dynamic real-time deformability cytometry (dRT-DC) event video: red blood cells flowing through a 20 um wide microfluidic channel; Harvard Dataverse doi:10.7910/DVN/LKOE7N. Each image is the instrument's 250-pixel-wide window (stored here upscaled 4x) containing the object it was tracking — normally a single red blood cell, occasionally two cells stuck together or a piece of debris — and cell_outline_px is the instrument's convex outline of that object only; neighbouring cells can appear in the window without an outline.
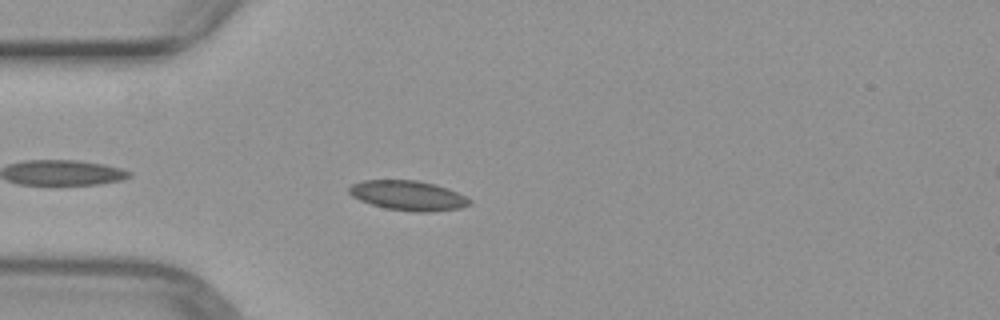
{"species": "common noctule bat (a hibernating species)", "species_latin": "Nyctalus noctula", "temperature_condition": "warm", "stored_images_in_passage": 39, "camera_frame_rate_fps": 3000, "um_per_image_px": 0.085, "animal": {"sex": "female", "body_mass_g": 29.2, "forearm_length_mm": 56.3}, "frame": {"image": 1, "passage_image": 3, "time_ms": 0.667, "image_size_px": [1000, 320], "cell_outline_px": [[472, 204], [460, 208], [432, 212], [416, 212], [384, 208], [360, 200], [352, 196], [348, 192], [348, 188], [352, 184], [360, 180], [416, 180], [436, 184], [448, 188], [472, 200]], "centroid_in_image_um": [34.69, 16.62], "position_along_channel_um": 50.3, "area_um2": 21.04}}
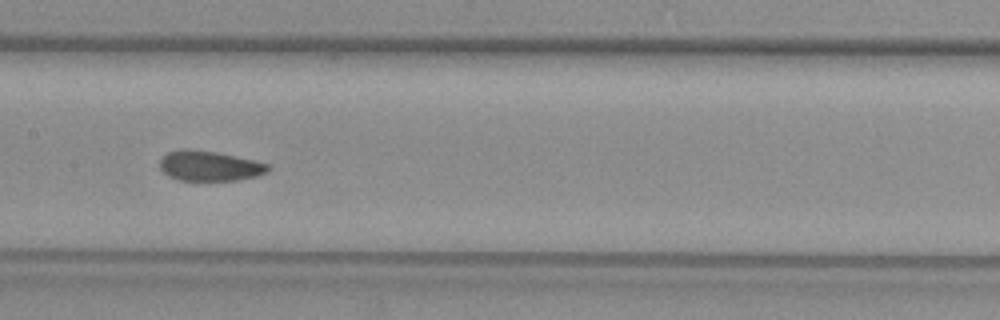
{"frame": {"image": 2, "passage_image": 14, "time_ms": 4.333, "image_size_px": [1000, 320], "cell_outline_px": [[272, 168], [268, 172], [256, 176], [236, 180], [180, 180], [168, 176], [160, 168], [160, 160], [168, 152], [184, 148], [216, 152], [236, 156], [268, 164]], "centroid_in_image_um": [17.81, 14.1], "position_along_channel_um": 189.6, "area_um2": 18.84}}
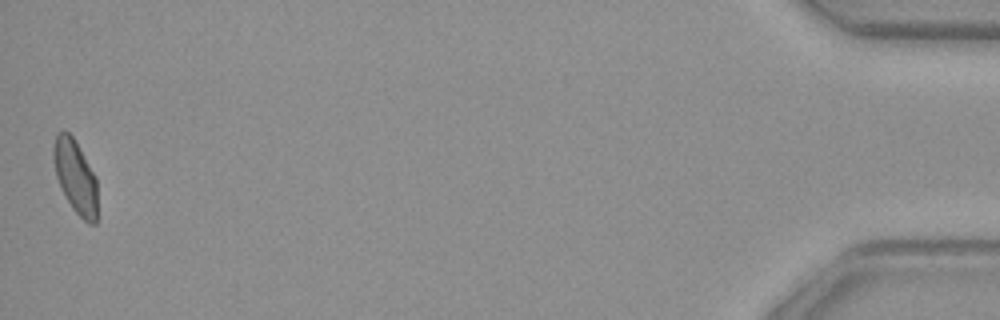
{"frame": {"image": 3, "passage_image": 39, "time_ms": 12.667, "image_size_px": [1000, 320], "cell_outline_px": [[96, 224], [88, 224], [72, 208], [60, 188], [56, 176], [52, 156], [52, 148], [56, 136], [60, 132], [68, 132], [72, 136], [96, 176]], "centroid_in_image_um": [6.39, 15.03], "position_along_channel_um": 428.8, "area_um2": 18.61}}